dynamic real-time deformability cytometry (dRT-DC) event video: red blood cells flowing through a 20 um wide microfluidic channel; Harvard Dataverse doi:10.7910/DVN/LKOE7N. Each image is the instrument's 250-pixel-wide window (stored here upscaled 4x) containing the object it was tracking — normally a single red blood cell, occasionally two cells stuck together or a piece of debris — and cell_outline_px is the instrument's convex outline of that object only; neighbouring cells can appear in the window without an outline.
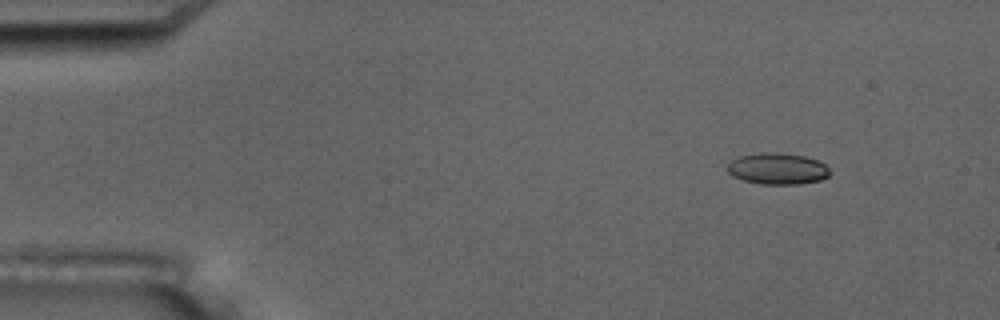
{"species": "common noctule bat (a hibernating species)", "species_latin": "Nyctalus noctula", "temperature_condition": "room temperature", "stored_images_in_passage": 5, "camera_frame_rate_fps": 3000, "um_per_image_px": 0.085, "animal": {"sex": "male", "body_mass_g": 17.5, "forearm_length_mm": 52.3}, "frame": {"image": 1, "passage_image": 2, "time_ms": 1.333, "image_size_px": [1000, 320], "cell_outline_px": [[832, 172], [828, 176], [820, 180], [800, 184], [760, 184], [744, 180], [732, 176], [728, 172], [728, 164], [732, 160], [740, 156], [764, 152], [776, 152], [804, 156], [816, 160], [824, 164]], "centroid_in_image_um": [66.1, 14.34], "position_along_channel_um": 18.9, "area_um2": 18.67}}